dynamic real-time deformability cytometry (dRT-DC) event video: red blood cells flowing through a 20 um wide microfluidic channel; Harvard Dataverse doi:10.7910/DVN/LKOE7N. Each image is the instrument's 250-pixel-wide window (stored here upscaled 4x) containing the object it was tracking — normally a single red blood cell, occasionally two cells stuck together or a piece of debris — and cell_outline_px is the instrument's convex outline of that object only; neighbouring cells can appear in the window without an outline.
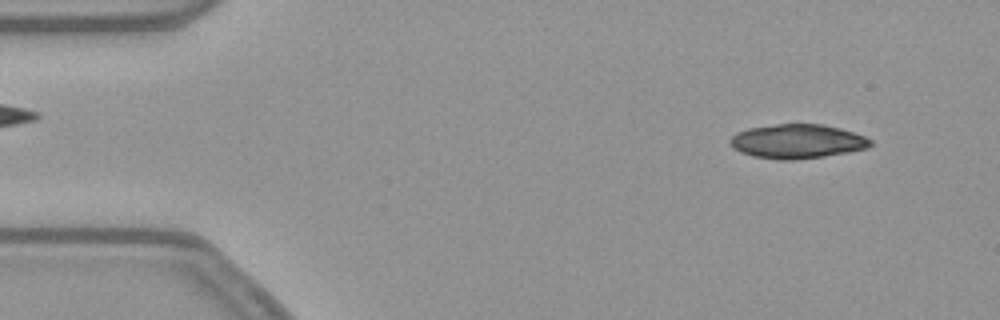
{"species": "common noctule bat (a hibernating species)", "species_latin": "Nyctalus noctula", "temperature_condition": "warm", "stored_images_in_passage": 52, "segment_of_instrument_passage": [1, 2], "camera_frame_rate_fps": 3000, "um_per_image_px": 0.085, "animal": {"sex": "female", "body_mass_g": 21.9}, "frame": {"image": 1, "passage_image": 5, "time_ms": 1.333, "image_size_px": [1000, 320], "cell_outline_px": [[872, 144], [868, 148], [848, 152], [824, 156], [796, 160], [780, 160], [752, 156], [740, 152], [732, 148], [728, 140], [736, 132], [748, 128], [776, 124], [820, 124], [840, 128], [864, 136], [872, 140]], "centroid_in_image_um": [67.73, 12.02], "position_along_channel_um": 17.3, "area_um2": 28.09}}